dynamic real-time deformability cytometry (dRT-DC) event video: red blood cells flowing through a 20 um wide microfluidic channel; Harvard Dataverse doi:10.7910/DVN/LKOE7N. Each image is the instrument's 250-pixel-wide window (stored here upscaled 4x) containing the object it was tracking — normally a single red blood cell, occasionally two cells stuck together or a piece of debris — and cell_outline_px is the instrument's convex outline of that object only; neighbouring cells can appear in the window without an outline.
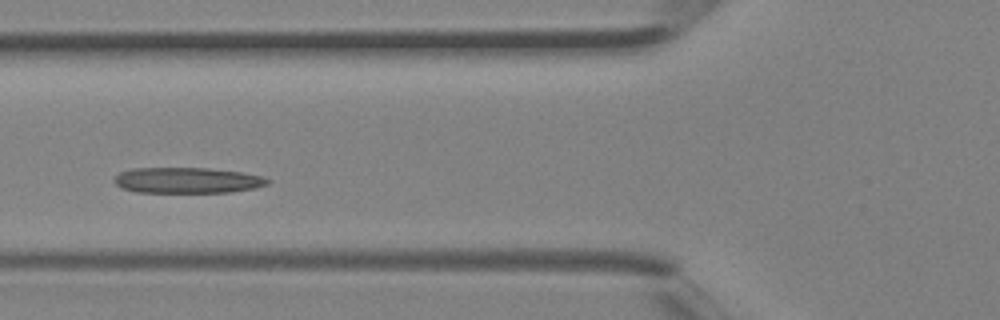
{"species": "Egyptian fruit bat (a non-hibernating species)", "species_latin": "Rousettus aegyptiacus", "temperature_condition": "room temperature", "stored_images_in_passage": 3, "camera_frame_rate_fps": 3000, "um_per_image_px": 0.085, "animal": {"sex": "female"}, "frame": {"image": 1, "passage_image": 3, "time_ms": 0.667, "image_size_px": [1000, 320], "cell_outline_px": [[272, 180], [268, 184], [256, 188], [228, 192], [136, 192], [120, 188], [112, 180], [120, 172], [132, 168], [208, 168], [244, 172], [264, 176]], "centroid_in_image_um": [15.94, 15.32], "position_along_channel_um": 109.9, "area_um2": 23.24}}